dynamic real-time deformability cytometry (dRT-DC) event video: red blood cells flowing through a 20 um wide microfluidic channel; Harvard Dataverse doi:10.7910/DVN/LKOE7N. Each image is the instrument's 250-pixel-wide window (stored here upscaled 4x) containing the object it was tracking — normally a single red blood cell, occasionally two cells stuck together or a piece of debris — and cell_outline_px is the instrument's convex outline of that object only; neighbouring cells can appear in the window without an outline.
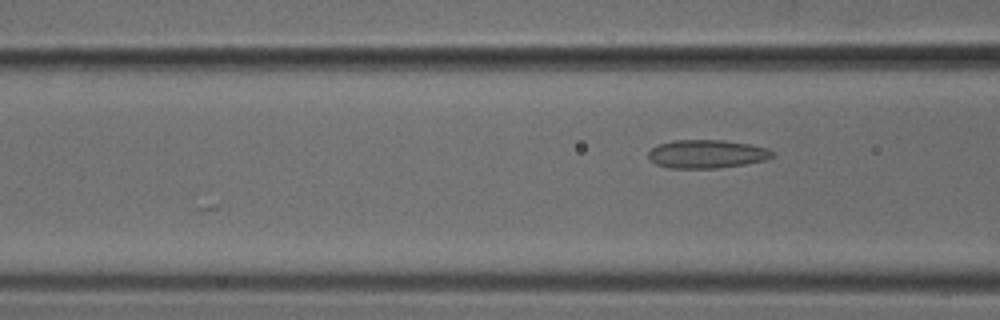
{"species": "common noctule bat (a hibernating species)", "species_latin": "Nyctalus noctula", "temperature_condition": "cold", "stored_images_in_passage": 15, "camera_frame_rate_fps": 3000, "um_per_image_px": 0.085, "animal": {"sex": "male", "body_mass_g": 18.8}, "frame": {"image": 1, "passage_image": 15, "time_ms": 4.667, "image_size_px": [1000, 320], "cell_outline_px": [[776, 156], [764, 160], [744, 164], [716, 168], [668, 168], [656, 164], [648, 156], [648, 152], [652, 148], [660, 144], [672, 140], [724, 140], [752, 144], [768, 148]], "centroid_in_image_um": [60.1, 13.08], "position_along_channel_um": 106.5, "area_um2": 20.52}}